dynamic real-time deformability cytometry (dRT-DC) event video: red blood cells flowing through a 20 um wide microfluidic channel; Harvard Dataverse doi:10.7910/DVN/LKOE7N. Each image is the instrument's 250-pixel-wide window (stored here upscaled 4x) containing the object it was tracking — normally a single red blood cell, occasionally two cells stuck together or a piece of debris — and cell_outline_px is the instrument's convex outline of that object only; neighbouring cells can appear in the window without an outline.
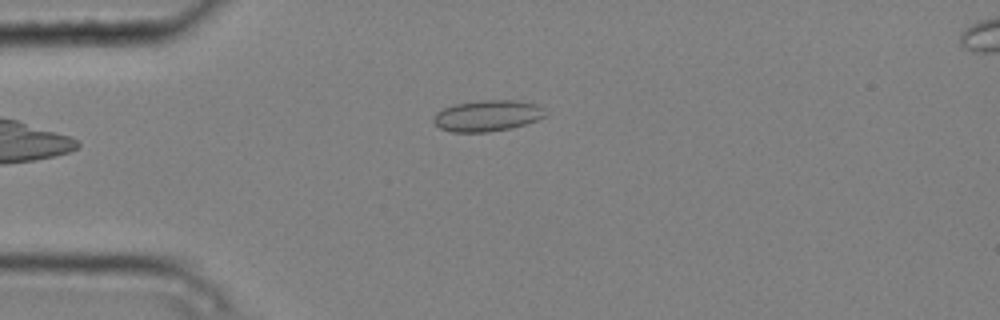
{"species": "common noctule bat (a hibernating species)", "species_latin": "Nyctalus noctula", "temperature_condition": "cold", "stored_images_in_passage": 4, "camera_frame_rate_fps": 3000, "um_per_image_px": 0.085, "animal": {"sex": "male", "body_mass_g": 20.4}, "frame": {"image": 1, "passage_image": 4, "time_ms": 1.0, "image_size_px": [1000, 320], "cell_outline_px": [[548, 116], [512, 128], [488, 132], [452, 132], [440, 128], [432, 120], [436, 112], [444, 108], [456, 104], [480, 100], [520, 100], [540, 104], [548, 112]], "centroid_in_image_um": [41.49, 9.82], "position_along_channel_um": 43.5, "area_um2": 20.58}}